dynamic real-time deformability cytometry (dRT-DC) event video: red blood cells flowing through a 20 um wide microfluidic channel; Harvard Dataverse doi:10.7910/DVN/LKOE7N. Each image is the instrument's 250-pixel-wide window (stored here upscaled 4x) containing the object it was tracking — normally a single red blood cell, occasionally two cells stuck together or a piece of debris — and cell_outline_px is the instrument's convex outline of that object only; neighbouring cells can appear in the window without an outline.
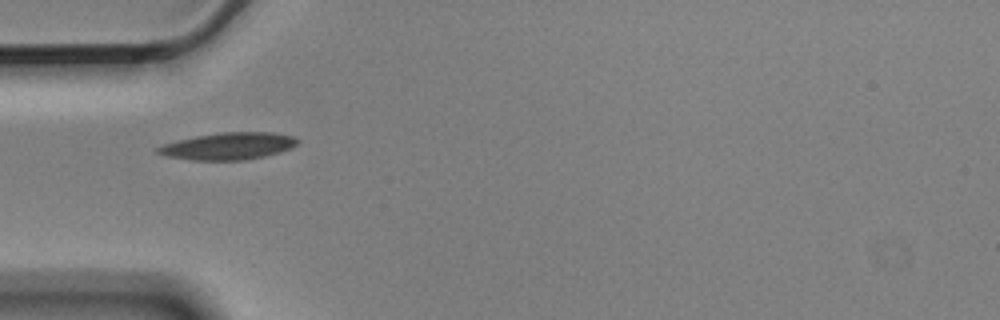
{"species": "Egyptian fruit bat (a non-hibernating species)", "species_latin": "Rousettus aegyptiacus", "temperature_condition": "cold", "stored_images_in_passage": 40, "camera_frame_rate_fps": 3000, "um_per_image_px": 0.085, "animal": {"sex": "male"}, "frame": {"image": 1, "passage_image": 1, "time_ms": 0.0, "image_size_px": [1000, 320], "cell_outline_px": [[300, 140], [292, 148], [280, 152], [264, 156], [244, 160], [192, 160], [164, 156], [156, 152], [156, 148], [164, 144], [196, 136], [220, 132], [276, 132], [292, 136]], "centroid_in_image_um": [19.43, 12.42], "position_along_channel_um": 65.6, "area_um2": 22.02}}
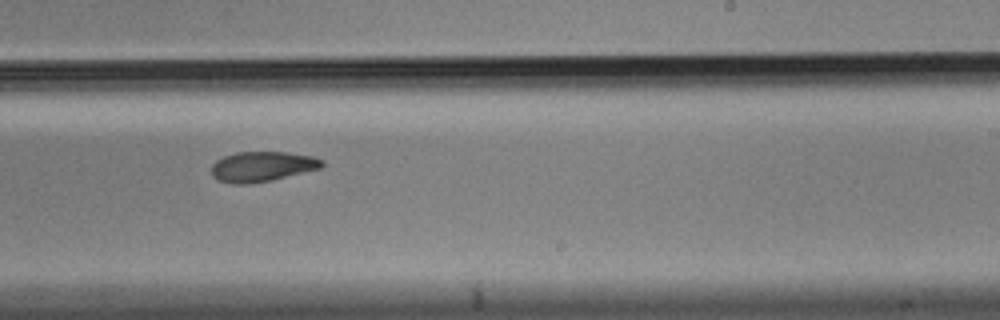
{"frame": {"image": 2, "passage_image": 18, "time_ms": 5.667, "image_size_px": [1000, 320], "cell_outline_px": [[324, 164], [320, 168], [272, 180], [248, 184], [232, 184], [216, 180], [212, 176], [212, 164], [216, 160], [224, 156], [236, 152], [284, 152], [312, 156], [324, 160]], "centroid_in_image_um": [22.25, 14.16], "position_along_channel_um": 266.8, "area_um2": 19.42}}
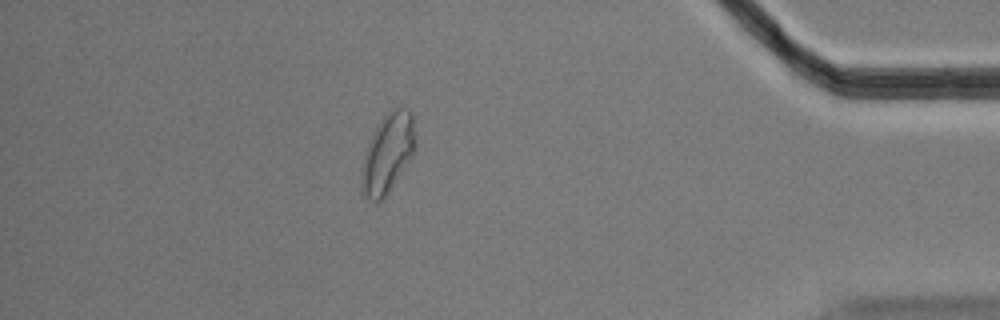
{"frame": {"image": 3, "passage_image": 33, "time_ms": 10.667, "image_size_px": [1000, 320], "cell_outline_px": [[416, 144], [412, 156], [388, 192], [380, 200], [368, 200], [360, 188], [360, 172], [364, 152], [380, 120], [384, 116], [400, 104], [408, 108], [412, 112]], "centroid_in_image_um": [32.95, 12.99], "position_along_channel_um": 402.3, "area_um2": 24.85}, "authors_computed_cell_mechanics": {"area_um2": 20.5479, "velocity_mm_per_s": 3.5579, "shape_relaxation_time_tau1_ms": 5.9845, "shape_relaxation_time_tau2_ms": 10.5921, "deformation_change_tau1": 0.1599, "deformation_change_tau2": 0.1744}}